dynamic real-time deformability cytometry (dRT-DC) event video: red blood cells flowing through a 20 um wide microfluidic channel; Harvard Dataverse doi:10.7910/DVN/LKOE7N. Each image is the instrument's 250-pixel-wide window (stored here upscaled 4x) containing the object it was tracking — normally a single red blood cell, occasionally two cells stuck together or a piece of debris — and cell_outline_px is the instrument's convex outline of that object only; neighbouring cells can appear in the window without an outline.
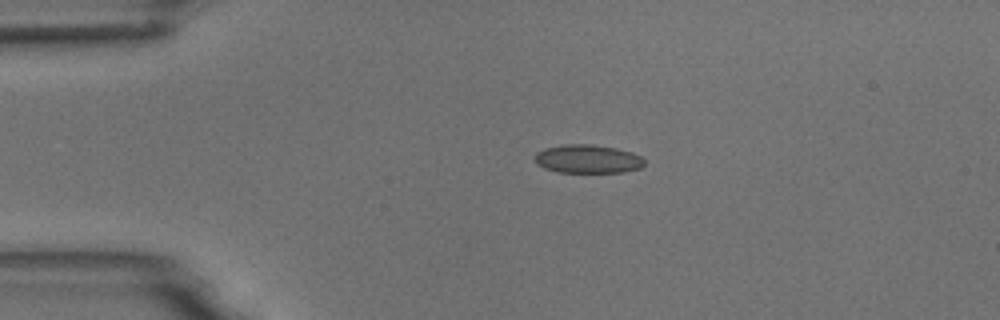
{"species": "common noctule bat (a hibernating species)", "species_latin": "Nyctalus noctula", "temperature_condition": "room temperature", "stored_images_in_passage": 3, "camera_frame_rate_fps": 3000, "um_per_image_px": 0.085, "animal": {"sex": "male", "body_mass_g": 18.8}, "frame": {"image": 1, "passage_image": 2, "time_ms": 1.333, "image_size_px": [1000, 320], "cell_outline_px": [[644, 164], [640, 168], [624, 172], [556, 172], [544, 168], [536, 164], [536, 152], [544, 148], [564, 144], [592, 144], [616, 148], [632, 152], [640, 156], [644, 160]], "centroid_in_image_um": [49.95, 13.51], "position_along_channel_um": 35.1, "area_um2": 18.26}}